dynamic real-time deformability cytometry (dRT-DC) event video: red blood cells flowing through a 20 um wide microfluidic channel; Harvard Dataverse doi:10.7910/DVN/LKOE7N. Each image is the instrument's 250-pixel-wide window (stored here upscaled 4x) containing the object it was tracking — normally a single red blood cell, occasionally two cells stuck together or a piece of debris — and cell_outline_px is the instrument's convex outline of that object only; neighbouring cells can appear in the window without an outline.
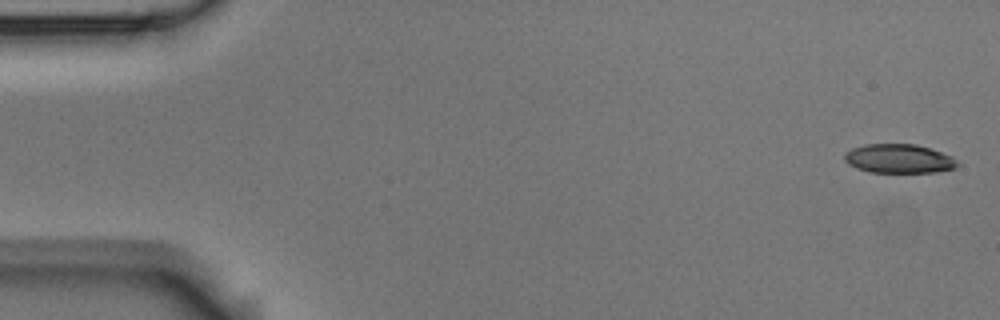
{"species": "Egyptian fruit bat (a non-hibernating species)", "species_latin": "Rousettus aegyptiacus", "temperature_condition": "room temperature", "stored_images_in_passage": 5, "camera_frame_rate_fps": 3000, "um_per_image_px": 0.085, "animal": {"sex": "male"}, "frame": {"image": 1, "passage_image": 1, "time_ms": 0.0, "image_size_px": [1000, 320], "cell_outline_px": [[960, 164], [956, 168], [936, 172], [872, 172], [856, 168], [848, 164], [844, 160], [844, 152], [852, 148], [864, 144], [916, 144], [952, 156]], "centroid_in_image_um": [76.39, 13.48], "position_along_channel_um": 8.6, "area_um2": 19.13}}
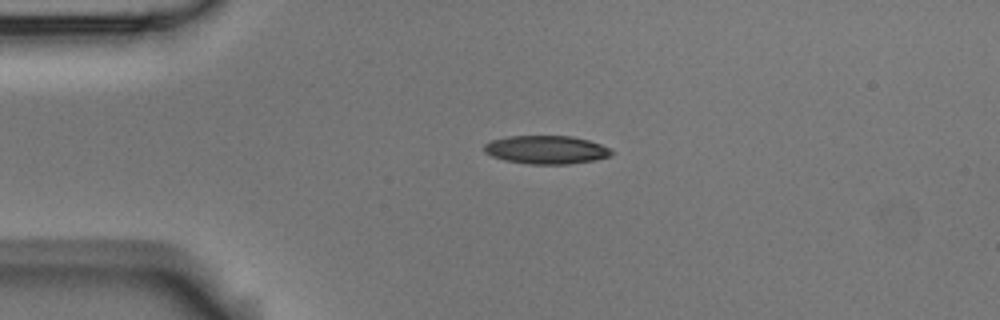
{"frame": {"image": 2, "passage_image": 4, "time_ms": 1.0, "image_size_px": [1000, 320], "cell_outline_px": [[616, 152], [612, 156], [592, 160], [568, 164], [528, 164], [504, 160], [492, 156], [484, 152], [484, 144], [492, 140], [508, 136], [572, 136], [588, 140], [600, 144]], "centroid_in_image_um": [46.43, 12.73], "position_along_channel_um": 38.6, "area_um2": 21.04}}
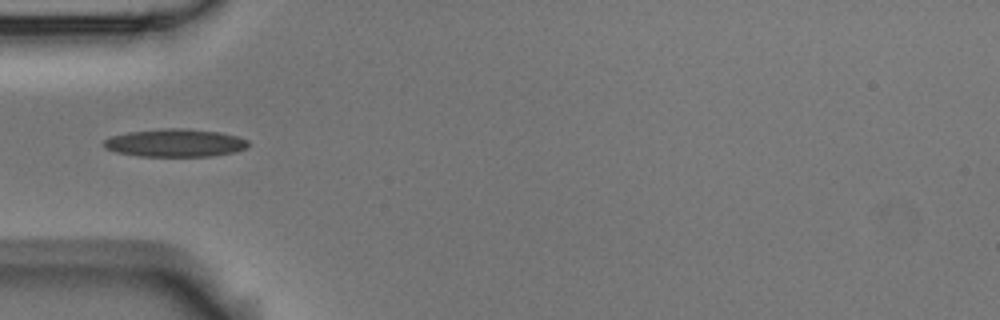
{"frame": {"image": 3, "passage_image": 5, "time_ms": 1.333, "image_size_px": [1000, 320], "cell_outline_px": [[248, 148], [236, 152], [212, 156], [140, 156], [116, 152], [104, 148], [104, 140], [112, 136], [128, 132], [168, 128], [180, 128], [220, 132], [236, 136], [248, 140]], "centroid_in_image_um": [14.91, 12.15], "position_along_channel_um": 70.1, "area_um2": 23.41}}